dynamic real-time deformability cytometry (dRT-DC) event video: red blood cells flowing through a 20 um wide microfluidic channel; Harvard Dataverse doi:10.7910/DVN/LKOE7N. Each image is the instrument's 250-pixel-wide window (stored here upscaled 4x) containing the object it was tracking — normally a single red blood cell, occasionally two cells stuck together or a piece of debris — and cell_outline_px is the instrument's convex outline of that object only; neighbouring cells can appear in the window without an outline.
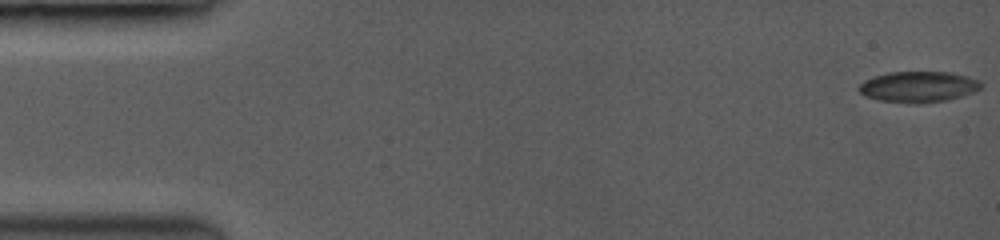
{"species": "common noctule bat (a hibernating species)", "species_latin": "Nyctalus noctula", "temperature_condition": "room temperature", "stored_images_in_passage": 56, "camera_frame_rate_fps": 3500, "um_per_image_px": 0.085, "animal": {"sex": "female", "body_mass_g": 19.0, "forearm_length_mm": 53.3}, "frame": {"image": 1, "passage_image": 1, "time_ms": 0.0, "image_size_px": [1000, 240], "cell_outline_px": [[984, 84], [980, 88], [972, 92], [948, 100], [920, 104], [912, 104], [880, 100], [864, 96], [856, 88], [864, 80], [872, 76], [888, 72], [952, 72], [968, 76], [980, 80]], "centroid_in_image_um": [78.05, 7.37], "position_along_channel_um": 7.0, "area_um2": 22.31}}
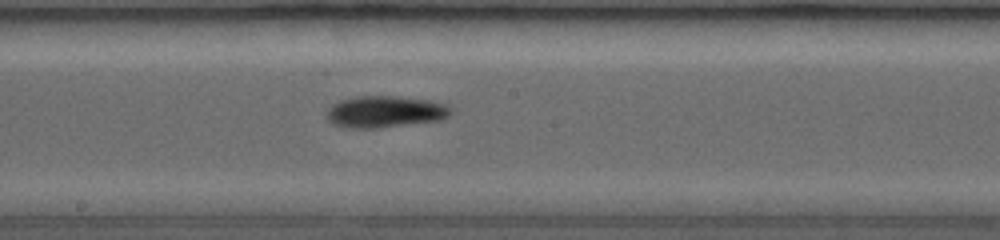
{"frame": {"image": 2, "passage_image": 32, "time_ms": 8.857, "image_size_px": [1000, 240], "cell_outline_px": [[452, 112], [448, 116], [440, 120], [372, 128], [352, 128], [332, 124], [328, 120], [328, 112], [336, 104], [344, 100], [360, 96], [384, 96], [424, 100], [440, 104], [448, 108]], "centroid_in_image_um": [32.7, 9.52], "position_along_channel_um": 215.5, "area_um2": 21.73}}
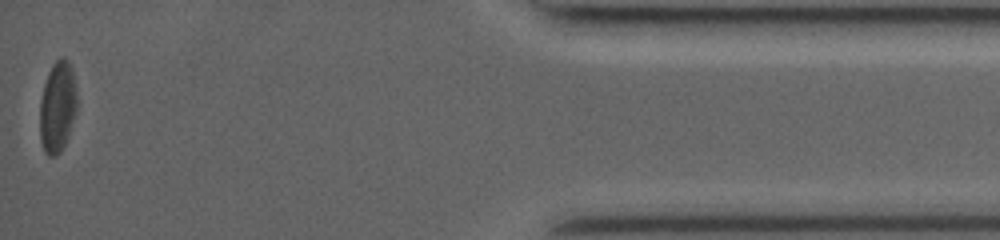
{"frame": {"image": 3, "passage_image": 56, "time_ms": 15.714, "image_size_px": [1000, 240], "cell_outline_px": [[76, 108], [68, 136], [60, 152], [56, 156], [48, 156], [44, 152], [40, 140], [40, 100], [44, 84], [48, 72], [52, 64], [60, 56], [64, 56], [68, 60], [72, 68], [76, 92]], "centroid_in_image_um": [4.87, 9.06], "position_along_channel_um": 430.3, "area_um2": 19.71}, "authors_computed_cell_mechanics": {"area_um2": 21.4149, "velocity_mm_per_s": 4.0455, "shape_relaxation_time_tau1_ms": 2.4689, "shape_relaxation_time_tau2_ms": 5.5934, "deformation_change_tau1": 0.1087, "deformation_change_tau2": 0.152}}